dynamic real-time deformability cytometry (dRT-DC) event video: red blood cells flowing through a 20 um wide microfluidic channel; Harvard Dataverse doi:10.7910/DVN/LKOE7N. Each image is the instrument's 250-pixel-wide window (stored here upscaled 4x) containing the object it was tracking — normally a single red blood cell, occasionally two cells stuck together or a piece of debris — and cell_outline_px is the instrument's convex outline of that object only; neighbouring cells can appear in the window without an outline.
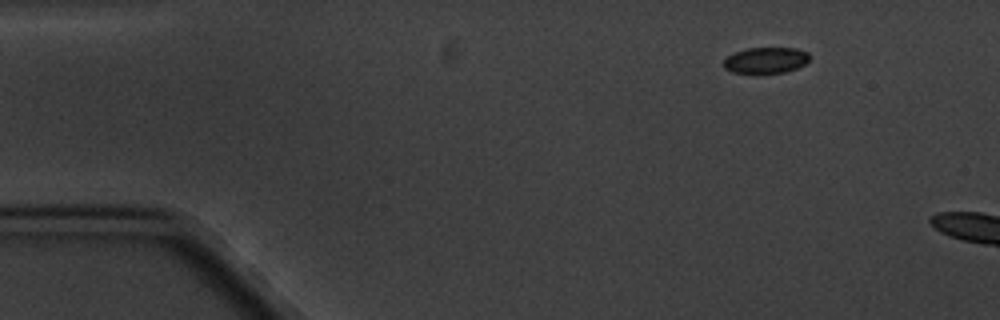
{"species": "common noctule bat (a hibernating species)", "species_latin": "Nyctalus noctula", "temperature_condition": "cold", "stored_images_in_passage": 2, "camera_frame_rate_fps": 3000, "um_per_image_px": 0.085, "animal": {"sex": "male", "body_mass_g": 20.1, "forearm_length_mm": 53.5}, "frame": {"image": 1, "passage_image": 1, "time_ms": 0.0, "image_size_px": [1000, 320], "cell_outline_px": [[808, 60], [804, 64], [796, 68], [784, 72], [756, 76], [752, 76], [732, 72], [724, 68], [724, 60], [732, 52], [748, 48], [796, 48], [808, 52]], "centroid_in_image_um": [65.03, 5.17], "position_along_channel_um": 20.0, "area_um2": 13.58}}